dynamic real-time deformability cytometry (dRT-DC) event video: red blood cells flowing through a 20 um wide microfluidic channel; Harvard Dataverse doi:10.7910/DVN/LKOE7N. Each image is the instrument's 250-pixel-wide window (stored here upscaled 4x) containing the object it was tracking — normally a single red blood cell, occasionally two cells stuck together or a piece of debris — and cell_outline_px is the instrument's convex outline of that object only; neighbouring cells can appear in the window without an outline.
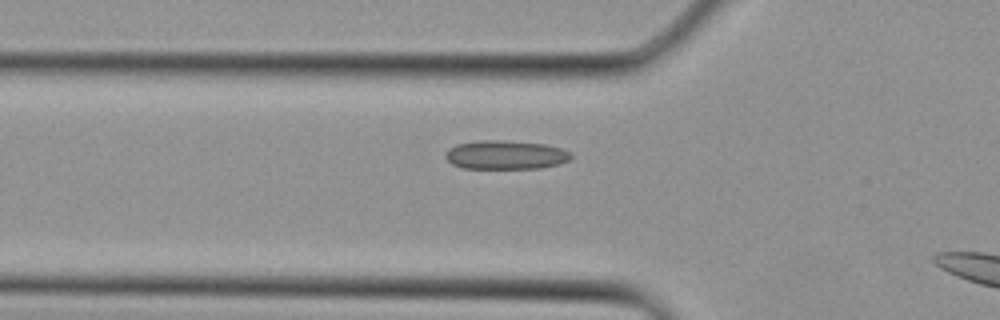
{"species": "Egyptian fruit bat (a non-hibernating species)", "species_latin": "Rousettus aegyptiacus", "temperature_condition": "cold", "stored_images_in_passage": 6, "segment_of_instrument_passage": [1, 2], "camera_frame_rate_fps": 3000, "um_per_image_px": 0.085, "animal": {"sex": "female"}, "frame": {"image": 1, "passage_image": 5, "time_ms": 1.333, "image_size_px": [1000, 320], "cell_outline_px": [[572, 156], [568, 160], [560, 164], [540, 168], [464, 168], [452, 164], [444, 156], [448, 148], [456, 144], [476, 140], [500, 140], [544, 144], [560, 148], [572, 152]], "centroid_in_image_um": [42.96, 13.16], "position_along_channel_um": 82.8, "area_um2": 21.15}}